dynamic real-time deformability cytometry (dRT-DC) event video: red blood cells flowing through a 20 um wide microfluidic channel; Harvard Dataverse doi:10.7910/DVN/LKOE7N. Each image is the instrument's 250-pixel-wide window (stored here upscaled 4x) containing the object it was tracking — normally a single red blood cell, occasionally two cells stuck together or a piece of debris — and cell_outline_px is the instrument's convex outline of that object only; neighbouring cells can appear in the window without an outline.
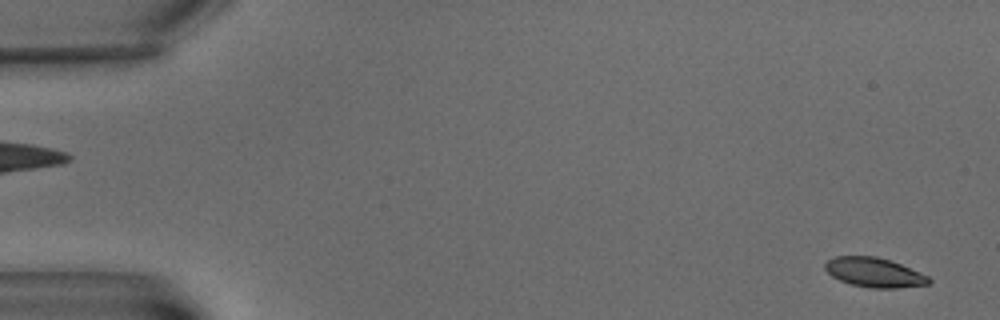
{"species": "common noctule bat (a hibernating species)", "species_latin": "Nyctalus noctula", "temperature_condition": "warm", "stored_images_in_passage": 6, "camera_frame_rate_fps": 3000, "um_per_image_px": 0.085, "animal": {"sex": "male", "body_mass_g": 15.6}, "frame": {"image": 1, "passage_image": 1, "time_ms": 0.0, "image_size_px": [1000, 320], "cell_outline_px": [[932, 280], [928, 284], [896, 288], [868, 288], [852, 284], [840, 280], [832, 276], [824, 268], [824, 264], [828, 260], [836, 256], [876, 256], [900, 264], [920, 272], [928, 276]], "centroid_in_image_um": [74.3, 23.16], "position_along_channel_um": 10.7, "area_um2": 17.69}}
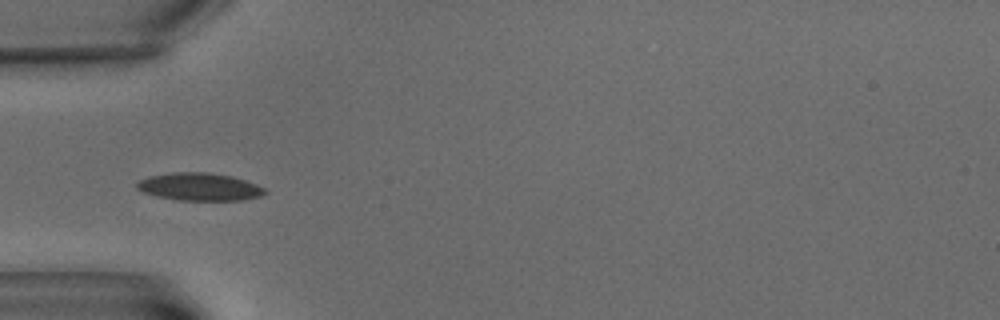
{"frame": {"image": 2, "passage_image": 5, "time_ms": 6.667, "image_size_px": [1000, 320], "cell_outline_px": [[268, 192], [260, 196], [240, 200], [180, 200], [156, 196], [144, 192], [136, 188], [136, 180], [148, 176], [172, 172], [208, 172], [232, 176], [256, 184], [264, 188]], "centroid_in_image_um": [16.92, 15.87], "position_along_channel_um": 68.1, "area_um2": 20.69}}